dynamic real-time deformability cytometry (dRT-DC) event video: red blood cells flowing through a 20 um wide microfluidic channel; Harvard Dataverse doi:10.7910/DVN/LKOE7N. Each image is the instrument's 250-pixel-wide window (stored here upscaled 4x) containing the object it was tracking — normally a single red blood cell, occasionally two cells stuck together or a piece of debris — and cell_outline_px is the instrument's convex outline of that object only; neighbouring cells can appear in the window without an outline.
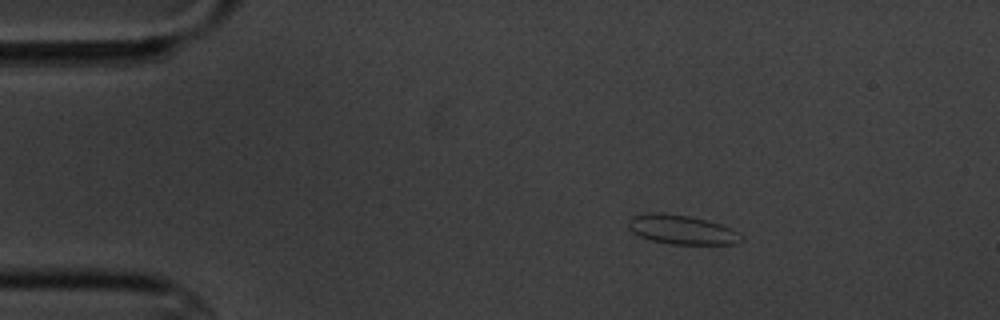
{"species": "common noctule bat (a hibernating species)", "species_latin": "Nyctalus noctula", "temperature_condition": "cold", "stored_images_in_passage": 4, "camera_frame_rate_fps": 3000, "um_per_image_px": 0.085, "animal": {"sex": "male", "body_mass_g": 20.1, "forearm_length_mm": 53.5}, "frame": {"image": 1, "passage_image": 2, "time_ms": 1.333, "image_size_px": [1000, 320], "cell_outline_px": [[744, 240], [736, 244], [672, 244], [652, 240], [640, 236], [632, 232], [628, 228], [628, 220], [632, 216], [652, 212], [664, 212], [688, 216], [708, 220], [732, 228], [740, 232], [744, 236]], "centroid_in_image_um": [57.99, 19.51], "position_along_channel_um": 27.0, "area_um2": 19.48}}